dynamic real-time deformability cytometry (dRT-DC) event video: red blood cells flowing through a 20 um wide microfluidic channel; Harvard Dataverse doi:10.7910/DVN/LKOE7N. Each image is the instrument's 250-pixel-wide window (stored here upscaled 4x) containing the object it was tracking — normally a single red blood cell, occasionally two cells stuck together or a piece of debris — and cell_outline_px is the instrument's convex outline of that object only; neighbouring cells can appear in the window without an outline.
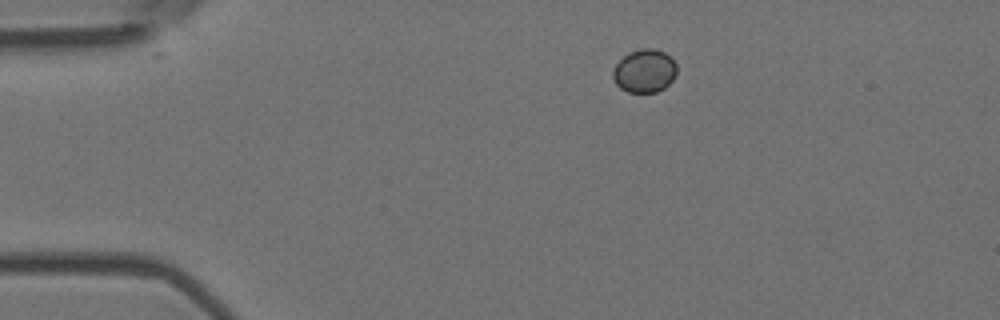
{"species": "Egyptian fruit bat (a non-hibernating species)", "species_latin": "Rousettus aegyptiacus", "temperature_condition": "room temperature", "stored_images_in_passage": 8, "camera_frame_rate_fps": 3000, "um_per_image_px": 0.085, "animal": {"sex": "female"}, "frame": {"image": 1, "passage_image": 1, "time_ms": 0.0, "image_size_px": [1000, 320], "cell_outline_px": [[676, 76], [664, 88], [656, 92], [628, 92], [620, 88], [616, 84], [612, 76], [612, 72], [616, 64], [628, 52], [640, 48], [652, 48], [664, 52], [676, 64]], "centroid_in_image_um": [54.77, 6.03], "position_along_channel_um": 30.2, "area_um2": 16.07}}
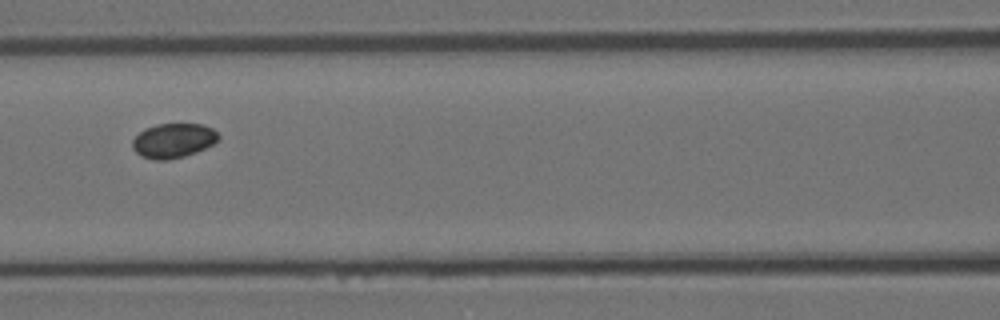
{"frame": {"image": 2, "passage_image": 5, "time_ms": 1.333, "image_size_px": [1000, 320], "cell_outline_px": [[220, 136], [212, 144], [196, 152], [184, 156], [168, 160], [152, 160], [140, 156], [132, 148], [132, 140], [144, 128], [156, 124], [204, 124], [212, 128]], "centroid_in_image_um": [14.69, 11.95], "position_along_channel_um": 151.9, "area_um2": 17.34}}
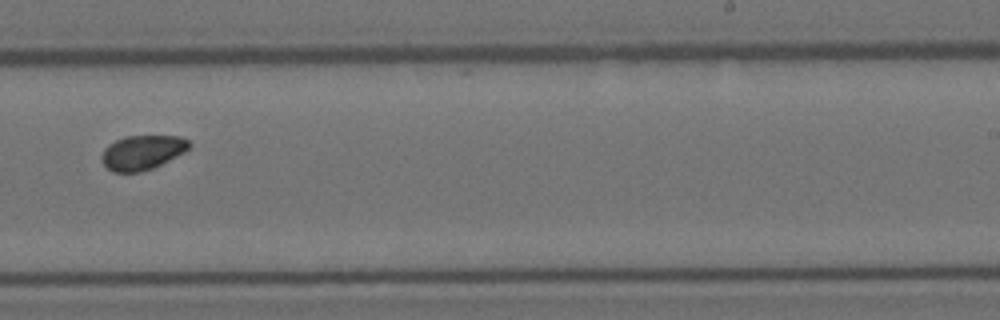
{"frame": {"image": 3, "passage_image": 8, "time_ms": 2.333, "image_size_px": [1000, 320], "cell_outline_px": [[192, 144], [184, 152], [152, 168], [140, 172], [112, 172], [100, 160], [100, 156], [104, 148], [108, 144], [124, 136], [180, 136], [188, 140]], "centroid_in_image_um": [12.06, 12.95], "position_along_channel_um": 276.9, "area_um2": 17.57}}